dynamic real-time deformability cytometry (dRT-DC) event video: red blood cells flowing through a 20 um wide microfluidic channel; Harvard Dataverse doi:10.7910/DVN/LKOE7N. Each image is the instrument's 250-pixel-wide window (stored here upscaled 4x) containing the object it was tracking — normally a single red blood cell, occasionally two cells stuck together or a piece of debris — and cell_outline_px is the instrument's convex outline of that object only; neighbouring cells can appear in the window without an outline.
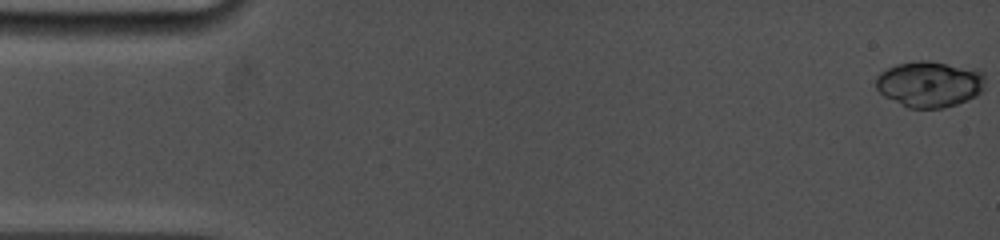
{"species": "common noctule bat (a hibernating species)", "species_latin": "Nyctalus noctula", "temperature_condition": "cold", "stored_images_in_passage": 17, "camera_frame_rate_fps": 5000, "um_per_image_px": 0.085, "animal": {"sex": "female", "body_mass_g": 19.0, "forearm_length_mm": 53.3}, "frame": {"image": 1, "passage_image": 1, "time_ms": 0.0, "image_size_px": [1000, 240], "cell_outline_px": [[984, 88], [976, 96], [956, 104], [944, 108], [908, 108], [884, 96], [876, 88], [876, 76], [880, 72], [896, 64], [916, 60], [928, 60], [976, 68], [984, 72]], "centroid_in_image_um": [79.02, 7.13], "position_along_channel_um": 6.0, "area_um2": 29.65}}